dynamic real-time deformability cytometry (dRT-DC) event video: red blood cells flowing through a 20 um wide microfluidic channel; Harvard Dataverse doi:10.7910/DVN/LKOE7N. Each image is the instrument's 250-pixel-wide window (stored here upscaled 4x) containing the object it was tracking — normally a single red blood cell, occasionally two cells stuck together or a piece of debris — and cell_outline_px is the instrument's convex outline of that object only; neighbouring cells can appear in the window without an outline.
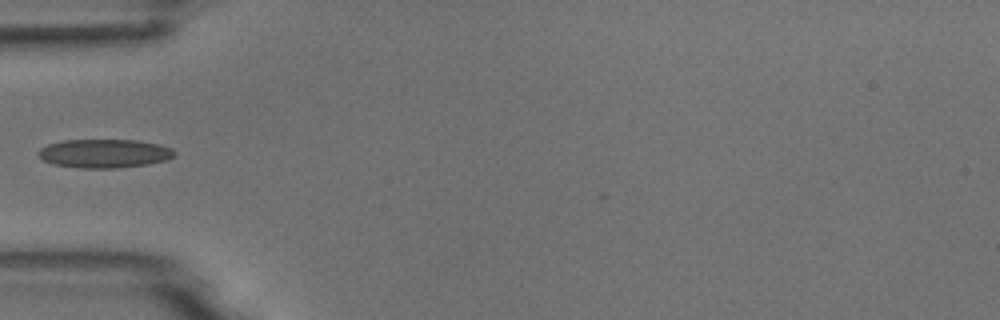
{"species": "common noctule bat (a hibernating species)", "species_latin": "Nyctalus noctula", "temperature_condition": "room temperature", "stored_images_in_passage": 39, "camera_frame_rate_fps": 3000, "um_per_image_px": 0.085, "animal": {"sex": "male", "body_mass_g": 18.8}, "frame": {"image": 1, "passage_image": 3, "time_ms": 0.667, "image_size_px": [1000, 320], "cell_outline_px": [[176, 156], [168, 160], [148, 164], [116, 168], [80, 168], [52, 164], [44, 160], [36, 152], [40, 148], [48, 144], [64, 140], [136, 140], [160, 144], [172, 148], [176, 152]], "centroid_in_image_um": [8.91, 13.04], "position_along_channel_um": 76.1, "area_um2": 22.95}}
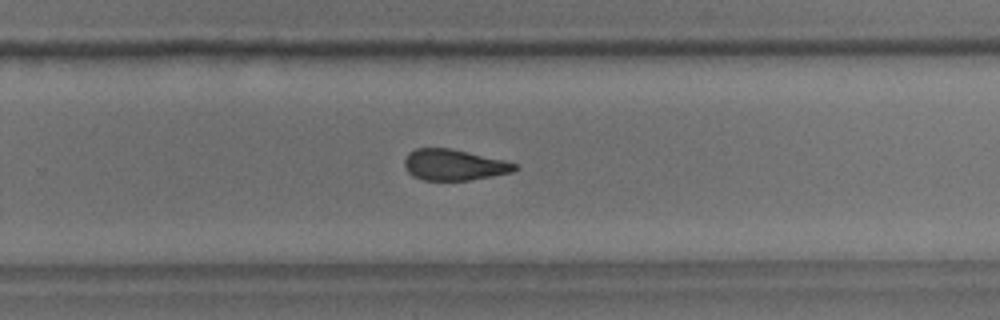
{"frame": {"image": 2, "passage_image": 20, "time_ms": 6.333, "image_size_px": [1000, 320], "cell_outline_px": [[516, 168], [512, 172], [492, 176], [468, 180], [424, 180], [412, 176], [408, 172], [404, 164], [404, 160], [408, 152], [416, 148], [452, 148], [504, 160], [516, 164]], "centroid_in_image_um": [38.55, 14.0], "position_along_channel_um": 291.3, "area_um2": 19.88}}
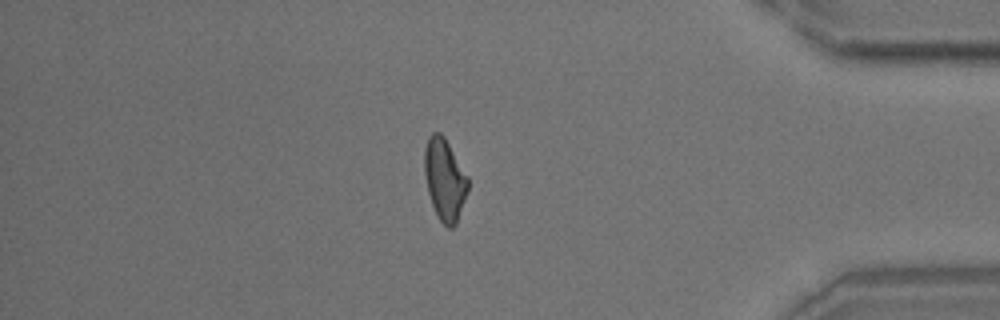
{"frame": {"image": 3, "passage_image": 31, "time_ms": 10.0, "image_size_px": [1000, 320], "cell_outline_px": [[468, 192], [456, 224], [452, 228], [448, 228], [440, 220], [432, 204], [428, 192], [424, 172], [424, 148], [428, 136], [432, 132], [440, 132], [444, 136], [468, 176]], "centroid_in_image_um": [37.8, 15.23], "position_along_channel_um": 397.4, "area_um2": 20.81}, "authors_computed_cell_mechanics": {"area_um2": 20.6924, "velocity_mm_per_s": 3.78, "shape_relaxation_time_tau1_ms": 9.5404, "shape_relaxation_time_tau2_ms": 2.8783, "deformation_change_tau1": 0.2021, "deformation_change_tau2": 0.1069}}